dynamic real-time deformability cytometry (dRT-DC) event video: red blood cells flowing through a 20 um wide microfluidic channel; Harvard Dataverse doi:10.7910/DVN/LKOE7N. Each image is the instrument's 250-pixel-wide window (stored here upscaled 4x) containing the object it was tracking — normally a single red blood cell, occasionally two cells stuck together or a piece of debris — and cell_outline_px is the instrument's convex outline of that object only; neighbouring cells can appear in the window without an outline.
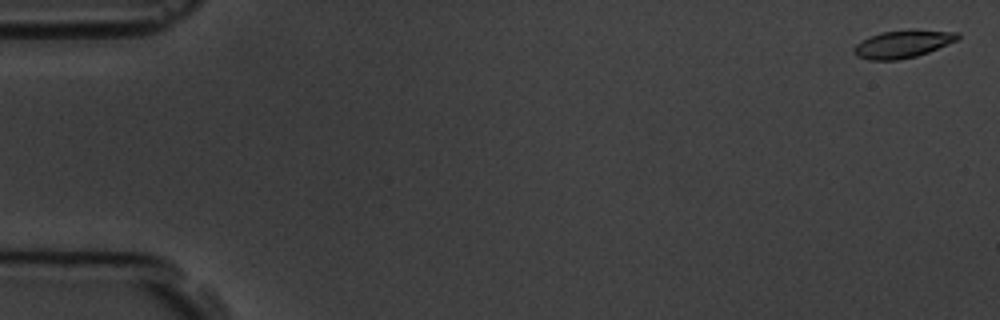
{"species": "common noctule bat (a hibernating species)", "species_latin": "Nyctalus noctula", "temperature_condition": "room temperature", "stored_images_in_passage": 15, "camera_frame_rate_fps": 3000, "um_per_image_px": 0.085, "animal": {"sex": "male", "body_mass_g": 19.5, "forearm_length_mm": 54.6}, "frame": {"image": 1, "passage_image": 1, "time_ms": 0.0, "image_size_px": [1000, 320], "cell_outline_px": [[960, 36], [956, 40], [928, 52], [916, 56], [896, 60], [868, 60], [856, 56], [852, 52], [852, 48], [856, 44], [880, 32], [960, 32]], "centroid_in_image_um": [76.64, 3.8], "position_along_channel_um": 8.4, "area_um2": 15.78}}
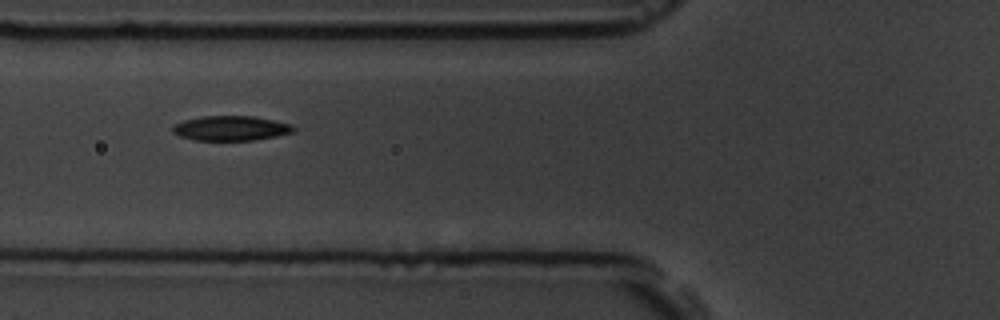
{"frame": {"image": 2, "passage_image": 6, "time_ms": 6.667, "image_size_px": [1000, 320], "cell_outline_px": [[296, 132], [276, 136], [252, 140], [192, 140], [180, 136], [172, 132], [172, 128], [176, 124], [184, 120], [204, 116], [252, 116], [292, 124], [296, 128]], "centroid_in_image_um": [19.65, 10.9], "position_along_channel_um": 106.2, "area_um2": 17.4}}
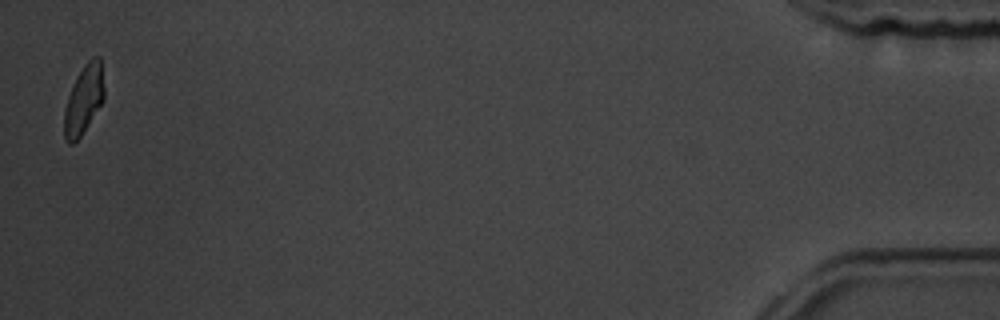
{"frame": {"image": 3, "passage_image": 15, "time_ms": 18.0, "image_size_px": [1000, 320], "cell_outline_px": [[104, 100], [80, 136], [72, 144], [68, 144], [64, 136], [64, 108], [72, 84], [76, 76], [84, 64], [92, 56], [100, 56], [104, 88]], "centroid_in_image_um": [7.11, 8.43], "position_along_channel_um": 428.1, "area_um2": 16.07}, "authors_computed_cell_mechanics": {"area_um2": 17.3978, "velocity_mm_per_s": 3.6681, "shape_relaxation_time_tau1_ms": 4.7315, "shape_relaxation_time_tau2_ms": null, "deformation_change_tau1": 0.1679, "deformation_change_tau2": null}}